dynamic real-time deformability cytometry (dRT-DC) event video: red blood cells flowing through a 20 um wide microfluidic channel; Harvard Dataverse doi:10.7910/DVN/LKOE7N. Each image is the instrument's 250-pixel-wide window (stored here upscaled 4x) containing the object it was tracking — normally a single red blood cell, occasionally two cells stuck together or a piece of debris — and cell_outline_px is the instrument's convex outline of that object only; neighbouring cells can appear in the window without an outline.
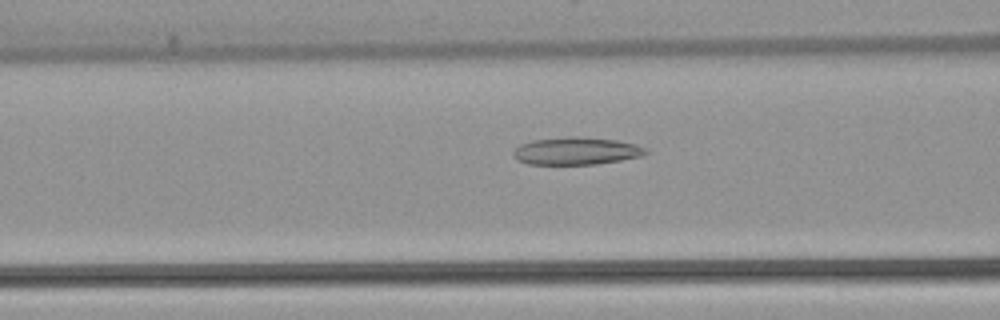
{"species": "common noctule bat (a hibernating species)", "species_latin": "Nyctalus noctula", "temperature_condition": "warm", "stored_images_in_passage": 53, "camera_frame_rate_fps": 3000, "um_per_image_px": 0.085, "animal": {"sex": "female", "body_mass_g": 22.7, "forearm_length_mm": 54.2}, "frame": {"image": 1, "passage_image": 21, "time_ms": 6.667, "image_size_px": [1000, 320], "cell_outline_px": [[648, 152], [640, 156], [620, 160], [596, 164], [528, 164], [516, 160], [512, 152], [520, 144], [532, 140], [568, 136], [576, 136], [616, 140], [636, 144], [648, 148]], "centroid_in_image_um": [48.97, 12.82], "position_along_channel_um": 117.6, "area_um2": 21.27}}
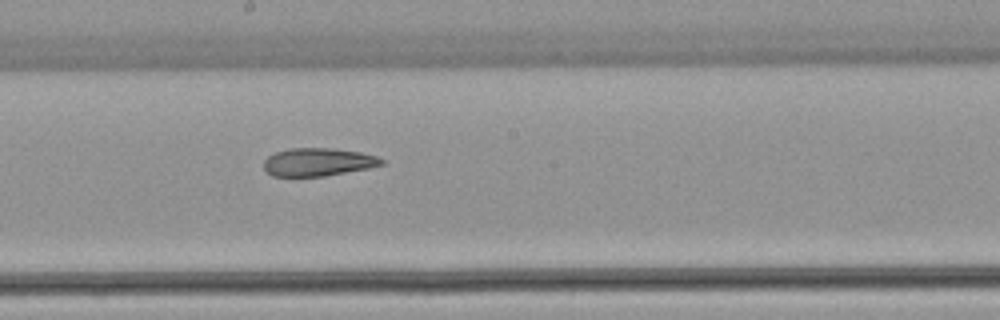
{"frame": {"image": 2, "passage_image": 29, "time_ms": 9.333, "image_size_px": [1000, 320], "cell_outline_px": [[384, 164], [368, 168], [324, 176], [272, 176], [264, 172], [264, 160], [268, 156], [276, 152], [288, 148], [332, 148], [360, 152], [376, 156], [384, 160]], "centroid_in_image_um": [27.0, 13.77], "position_along_channel_um": 221.2, "area_um2": 19.25}}
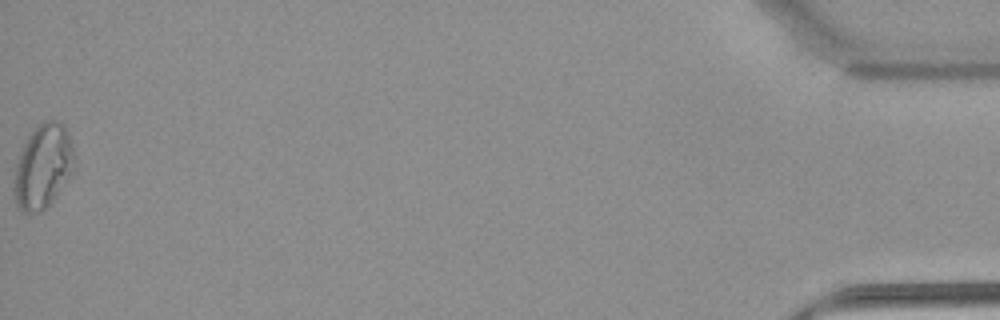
{"frame": {"image": 3, "passage_image": 53, "time_ms": 17.333, "image_size_px": [1000, 320], "cell_outline_px": [[72, 172], [52, 200], [40, 212], [28, 216], [20, 212], [16, 208], [12, 192], [12, 188], [16, 164], [20, 152], [28, 136], [44, 120], [60, 120], [68, 128], [72, 144]], "centroid_in_image_um": [3.6, 14.18], "position_along_channel_um": 431.6, "area_um2": 29.77}, "authors_computed_cell_mechanics": {"area_um2": 23.9292, "velocity_mm_per_s": 3.8857, "shape_relaxation_time_tau1_ms": null, "shape_relaxation_time_tau2_ms": 4.8843, "deformation_change_tau1": null, "deformation_change_tau2": 0.1284}}